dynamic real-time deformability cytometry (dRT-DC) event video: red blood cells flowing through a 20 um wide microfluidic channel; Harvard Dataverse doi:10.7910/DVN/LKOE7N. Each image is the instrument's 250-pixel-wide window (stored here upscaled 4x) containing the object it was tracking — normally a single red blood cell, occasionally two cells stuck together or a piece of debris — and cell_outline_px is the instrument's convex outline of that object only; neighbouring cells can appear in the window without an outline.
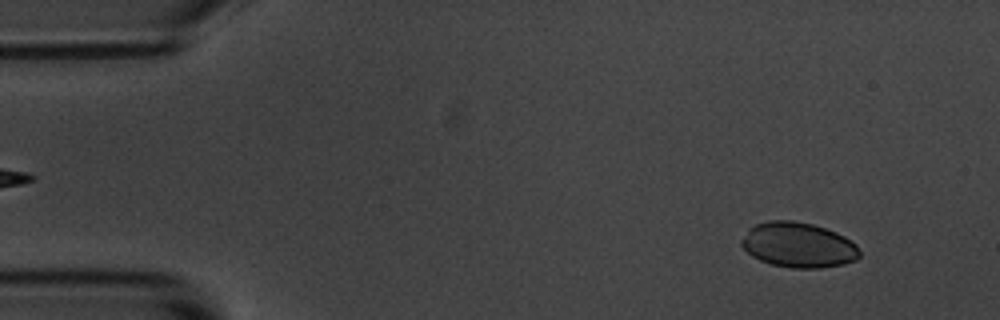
{"species": "common noctule bat (a hibernating species)", "species_latin": "Nyctalus noctula", "temperature_condition": "room temperature", "stored_images_in_passage": 53, "camera_frame_rate_fps": 3000, "um_per_image_px": 0.085, "animal": {"sex": "male", "body_mass_g": 20.1, "forearm_length_mm": 53.5}, "frame": {"image": 1, "passage_image": 4, "time_ms": 1.0, "image_size_px": [1000, 320], "cell_outline_px": [[860, 256], [856, 260], [844, 264], [820, 268], [792, 268], [772, 264], [760, 260], [752, 256], [740, 244], [740, 240], [748, 228], [756, 224], [768, 220], [792, 220], [812, 224], [836, 232], [844, 236], [856, 244], [860, 252]], "centroid_in_image_um": [67.85, 20.82], "position_along_channel_um": 17.2, "area_um2": 31.15}}